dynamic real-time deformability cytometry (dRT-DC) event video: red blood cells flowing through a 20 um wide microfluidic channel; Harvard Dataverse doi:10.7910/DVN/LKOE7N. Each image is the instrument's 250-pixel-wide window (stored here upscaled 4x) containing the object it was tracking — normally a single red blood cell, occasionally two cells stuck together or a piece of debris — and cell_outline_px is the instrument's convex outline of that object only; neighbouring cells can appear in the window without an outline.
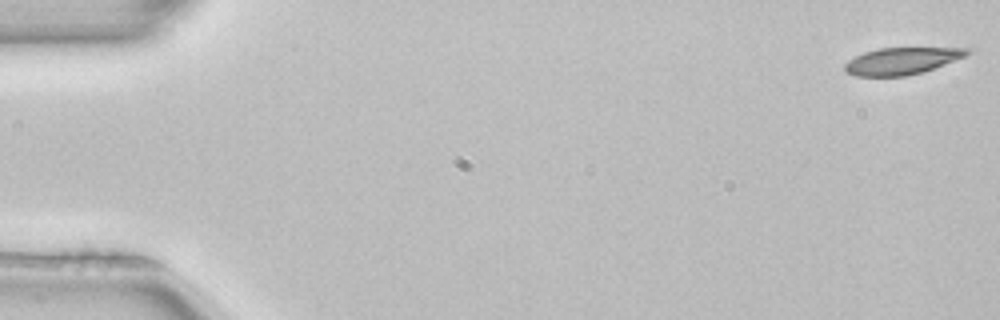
{"species": "common noctule bat (a hibernating species)", "species_latin": "Nyctalus noctula", "temperature_condition": "room temperature", "stored_images_in_passage": 52, "camera_frame_rate_fps": 3000, "um_per_image_px": 0.085, "animal": {"sex": "female", "body_mass_g": 22.7, "forearm_length_mm": 54.2}, "frame": {"image": 1, "passage_image": 1, "time_ms": 0.0, "image_size_px": [1000, 320], "cell_outline_px": [[972, 52], [964, 56], [924, 72], [908, 76], [856, 76], [848, 72], [844, 68], [844, 64], [848, 60], [864, 52], [880, 48], [972, 48]], "centroid_in_image_um": [76.65, 5.18], "position_along_channel_um": 8.3, "area_um2": 19.07}}
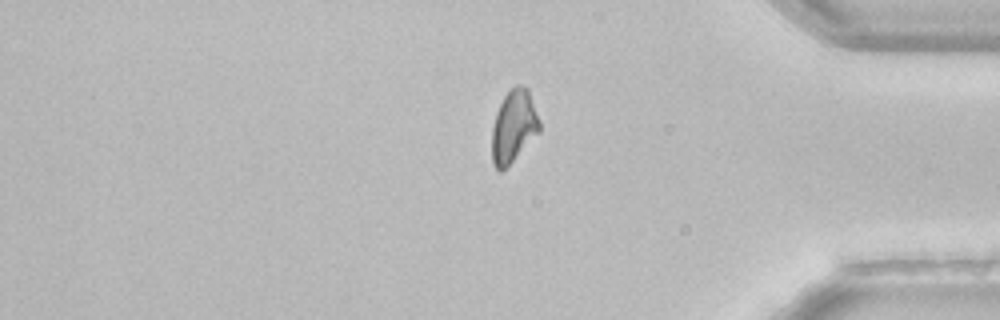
{"frame": {"image": 2, "passage_image": 43, "time_ms": 14.0, "image_size_px": [1000, 320], "cell_outline_px": [[540, 132], [500, 172], [492, 164], [492, 128], [496, 112], [504, 96], [516, 84], [520, 84], [528, 88], [540, 120]], "centroid_in_image_um": [43.67, 10.71], "position_along_channel_um": 391.5, "area_um2": 19.94}}
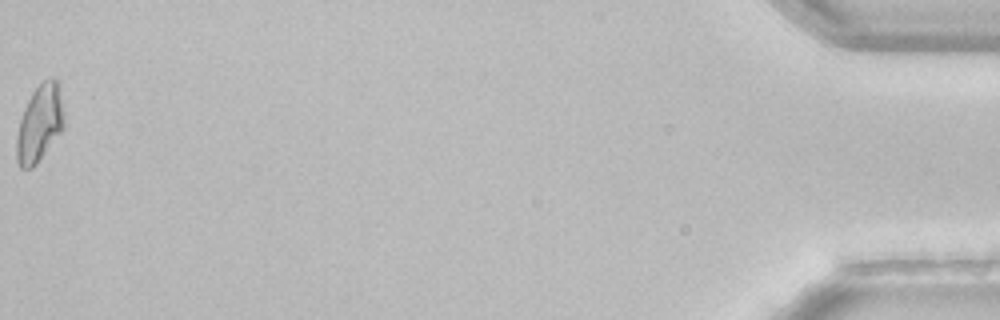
{"frame": {"image": 3, "passage_image": 52, "time_ms": 17.0, "image_size_px": [1000, 320], "cell_outline_px": [[64, 128], [36, 164], [32, 168], [20, 168], [16, 160], [16, 136], [20, 120], [24, 108], [32, 92], [44, 80], [56, 80], [64, 112]], "centroid_in_image_um": [3.35, 10.54], "position_along_channel_um": 431.9, "area_um2": 20.92}, "authors_computed_cell_mechanics": {"area_um2": 20.2878, "velocity_mm_per_s": 3.9737, "shape_relaxation_time_tau1_ms": 8.3757, "shape_relaxation_time_tau2_ms": null, "deformation_change_tau1": 0.1731, "deformation_change_tau2": null}}